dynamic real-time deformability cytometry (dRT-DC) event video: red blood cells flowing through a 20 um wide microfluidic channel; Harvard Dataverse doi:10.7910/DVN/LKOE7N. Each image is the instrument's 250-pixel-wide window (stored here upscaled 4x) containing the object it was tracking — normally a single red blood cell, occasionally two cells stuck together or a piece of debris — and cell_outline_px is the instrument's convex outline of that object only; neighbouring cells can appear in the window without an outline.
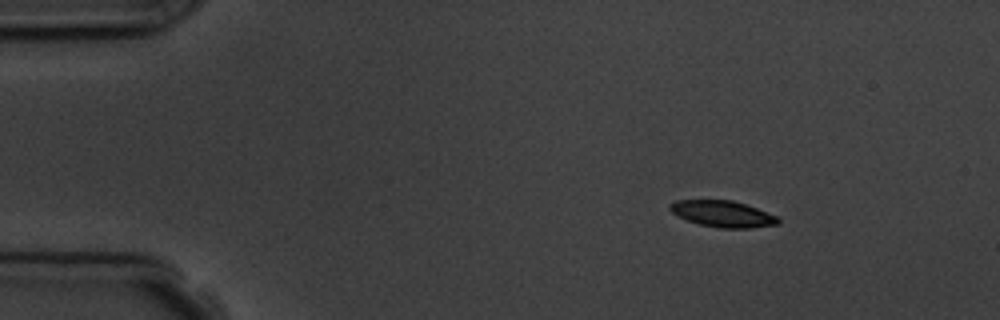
{"species": "common noctule bat (a hibernating species)", "species_latin": "Nyctalus noctula", "temperature_condition": "room temperature", "stored_images_in_passage": 9, "camera_frame_rate_fps": 3000, "um_per_image_px": 0.085, "animal": {"sex": "male", "body_mass_g": 19.5, "forearm_length_mm": 54.6}, "frame": {"image": 1, "passage_image": 1, "time_ms": 0.0, "image_size_px": [1000, 320], "cell_outline_px": [[780, 224], [752, 228], [720, 228], [700, 224], [688, 220], [672, 212], [668, 208], [668, 204], [676, 200], [732, 200], [756, 208], [776, 216], [780, 220]], "centroid_in_image_um": [61.43, 18.18], "position_along_channel_um": 23.6, "area_um2": 16.47}}
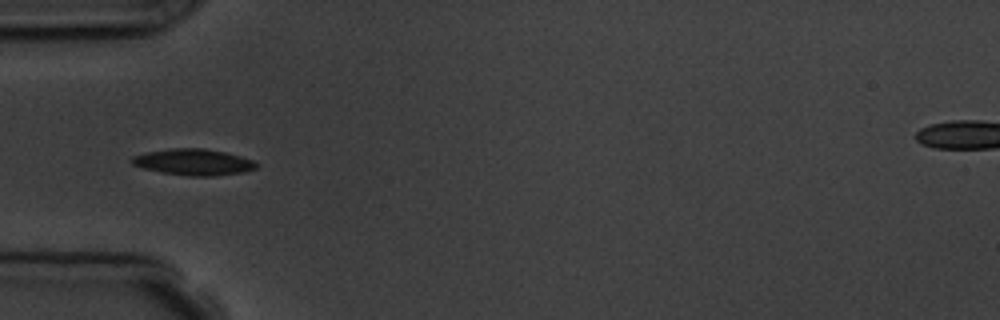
{"frame": {"image": 2, "passage_image": 4, "time_ms": 3.333, "image_size_px": [1000, 320], "cell_outline_px": [[256, 168], [244, 172], [216, 176], [188, 176], [160, 172], [144, 168], [132, 164], [128, 160], [132, 156], [148, 152], [172, 148], [204, 148], [224, 152], [240, 156], [252, 160], [256, 164]], "centroid_in_image_um": [16.41, 13.78], "position_along_channel_um": 68.6, "area_um2": 19.02}}